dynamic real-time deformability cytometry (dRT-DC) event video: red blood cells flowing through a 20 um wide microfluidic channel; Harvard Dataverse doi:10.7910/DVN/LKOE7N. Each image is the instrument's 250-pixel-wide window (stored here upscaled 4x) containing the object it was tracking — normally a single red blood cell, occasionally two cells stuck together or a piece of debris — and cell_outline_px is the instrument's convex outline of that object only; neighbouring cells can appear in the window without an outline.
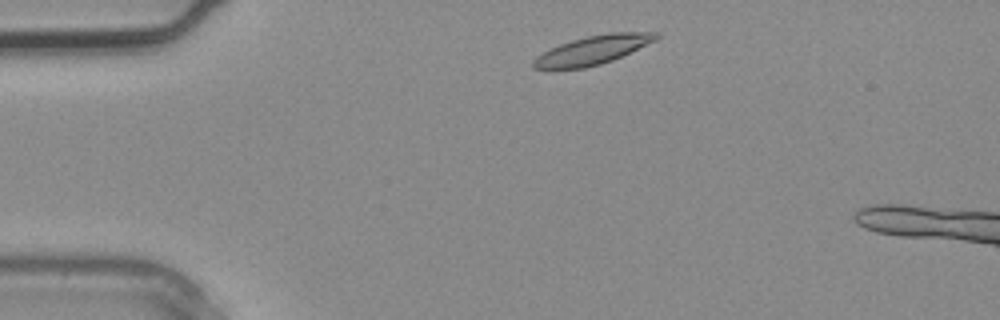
{"species": "common noctule bat (a hibernating species)", "species_latin": "Nyctalus noctula", "temperature_condition": "warm", "stored_images_in_passage": 2, "camera_frame_rate_fps": 3000, "um_per_image_px": 0.085, "animal": {"sex": "male", "body_mass_g": 20.4}, "frame": {"image": 1, "passage_image": 1, "time_ms": 0.0, "image_size_px": [1000, 320], "cell_outline_px": [[660, 36], [656, 40], [612, 60], [600, 64], [584, 68], [552, 72], [548, 72], [532, 68], [532, 60], [536, 56], [560, 44], [572, 40], [588, 36], [608, 32], [660, 32]], "centroid_in_image_um": [50.28, 4.3], "position_along_channel_um": 34.7, "area_um2": 21.04}}